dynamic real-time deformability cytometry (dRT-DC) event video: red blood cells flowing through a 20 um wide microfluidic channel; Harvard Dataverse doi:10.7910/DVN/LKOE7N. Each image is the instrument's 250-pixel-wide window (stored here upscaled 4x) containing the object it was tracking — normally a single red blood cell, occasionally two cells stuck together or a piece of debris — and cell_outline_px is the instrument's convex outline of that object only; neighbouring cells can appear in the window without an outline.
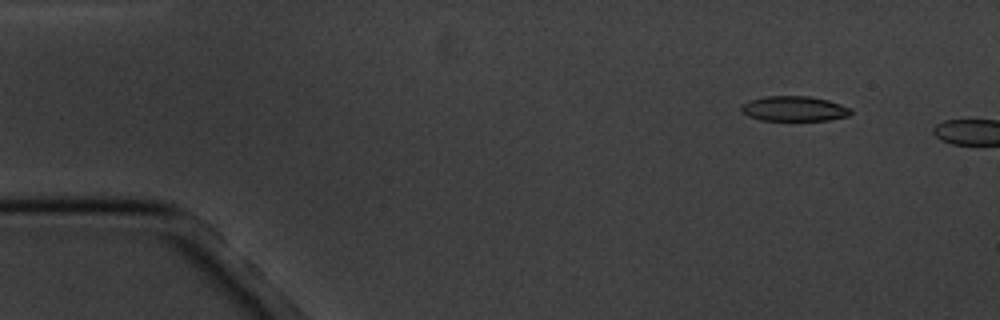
{"species": "common noctule bat (a hibernating species)", "species_latin": "Nyctalus noctula", "temperature_condition": "cold", "stored_images_in_passage": 3, "camera_frame_rate_fps": 3000, "um_per_image_px": 0.085, "animal": {"sex": "male", "body_mass_g": 20.1, "forearm_length_mm": 53.5}, "frame": {"image": 1, "passage_image": 2, "time_ms": 1.0, "image_size_px": [1000, 320], "cell_outline_px": [[852, 112], [848, 116], [828, 120], [760, 120], [748, 116], [740, 108], [740, 104], [748, 100], [764, 96], [808, 96], [828, 100], [852, 108]], "centroid_in_image_um": [67.48, 9.23], "position_along_channel_um": 17.5, "area_um2": 16.07}}